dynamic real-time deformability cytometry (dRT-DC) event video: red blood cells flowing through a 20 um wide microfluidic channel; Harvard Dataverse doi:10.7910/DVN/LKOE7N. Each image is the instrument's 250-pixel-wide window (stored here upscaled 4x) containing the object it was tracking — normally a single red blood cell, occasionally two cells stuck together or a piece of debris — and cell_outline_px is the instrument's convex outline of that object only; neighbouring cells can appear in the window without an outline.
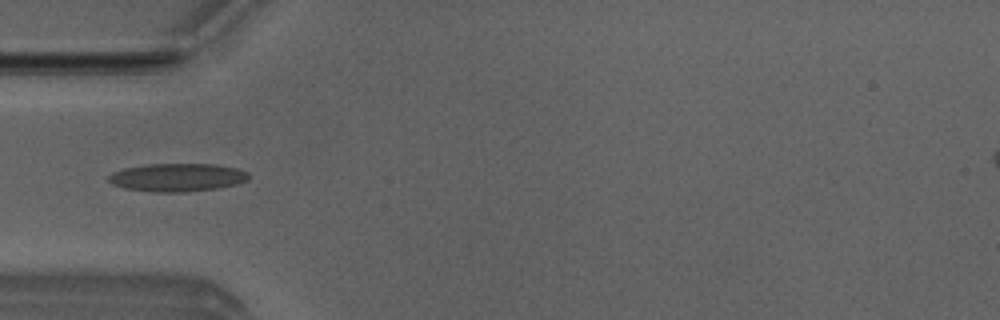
{"species": "Egyptian fruit bat (a non-hibernating species)", "species_latin": "Rousettus aegyptiacus", "temperature_condition": "room temperature", "stored_images_in_passage": 48, "camera_frame_rate_fps": 3000, "um_per_image_px": 0.085, "animal": {"sex": "male"}, "frame": {"image": 1, "passage_image": 16, "time_ms": 5.0, "image_size_px": [1000, 320], "cell_outline_px": [[248, 180], [236, 184], [216, 188], [184, 192], [152, 192], [124, 188], [112, 184], [108, 180], [108, 176], [112, 172], [124, 168], [148, 164], [212, 164], [236, 168], [248, 172]], "centroid_in_image_um": [15.04, 15.08], "position_along_channel_um": 70.0, "area_um2": 22.89}}
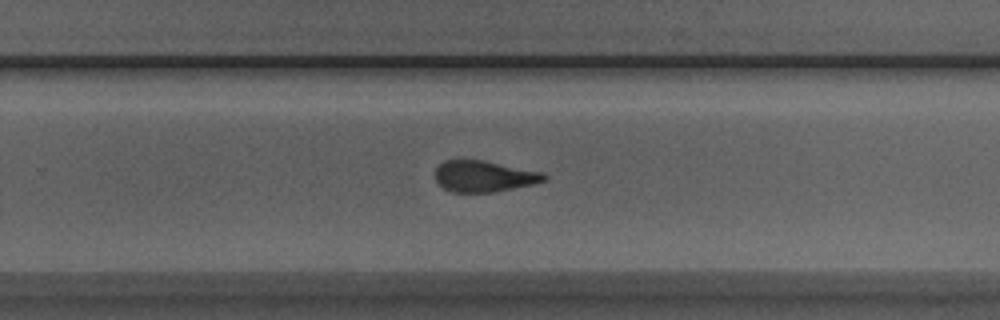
{"frame": {"image": 2, "passage_image": 33, "time_ms": 10.667, "image_size_px": [1000, 320], "cell_outline_px": [[548, 176], [544, 180], [532, 184], [492, 192], [452, 192], [444, 188], [436, 180], [436, 168], [444, 160], [484, 160], [544, 172]], "centroid_in_image_um": [41.14, 14.97], "position_along_channel_um": 288.7, "area_um2": 19.65}}
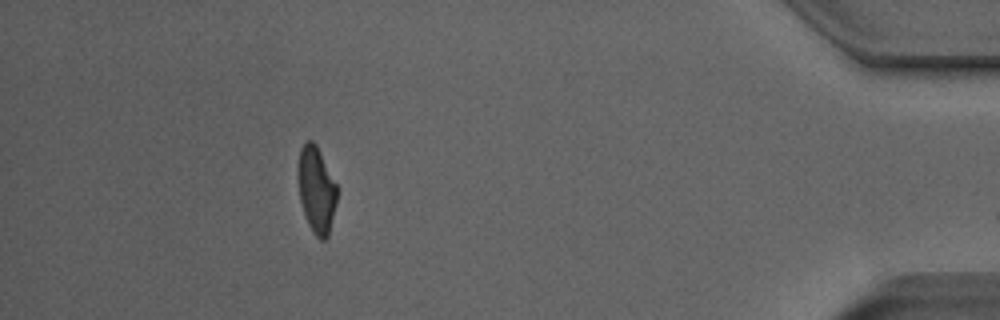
{"frame": {"image": 3, "passage_image": 47, "time_ms": 15.333, "image_size_px": [1000, 320], "cell_outline_px": [[336, 204], [328, 236], [324, 240], [320, 240], [312, 232], [308, 224], [300, 200], [300, 148], [304, 140], [312, 140], [316, 144], [336, 184]], "centroid_in_image_um": [26.91, 16.15], "position_along_channel_um": 408.3, "area_um2": 18.96}, "authors_computed_cell_mechanics": {"area_um2": 20.7791, "velocity_mm_per_s": 3.863, "shape_relaxation_time_tau1_ms": 5.7086, "shape_relaxation_time_tau2_ms": 1.7535, "deformation_change_tau1": 0.1562, "deformation_change_tau2": 0.0924}}